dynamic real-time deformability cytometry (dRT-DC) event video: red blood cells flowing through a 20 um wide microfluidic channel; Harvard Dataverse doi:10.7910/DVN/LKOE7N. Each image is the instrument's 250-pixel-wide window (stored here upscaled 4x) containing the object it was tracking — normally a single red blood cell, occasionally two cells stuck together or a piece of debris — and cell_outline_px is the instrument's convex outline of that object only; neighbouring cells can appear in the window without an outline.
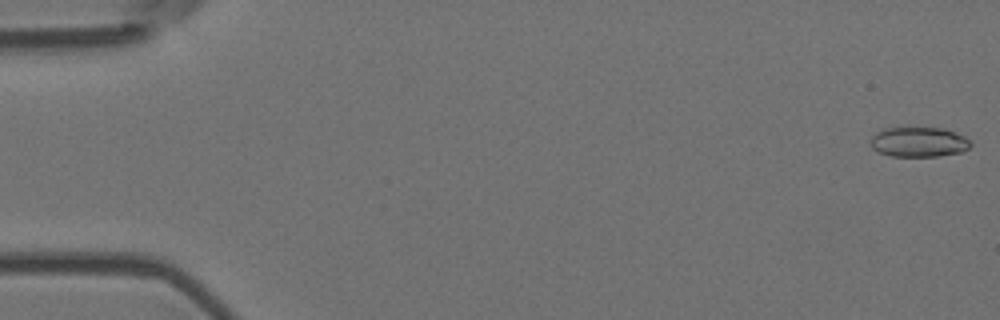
{"species": "Egyptian fruit bat (a non-hibernating species)", "species_latin": "Rousettus aegyptiacus", "temperature_condition": "room temperature", "stored_images_in_passage": 56, "camera_frame_rate_fps": 3000, "um_per_image_px": 0.085, "animal": {"sex": "female"}, "frame": {"image": 1, "passage_image": 1, "time_ms": 0.0, "image_size_px": [1000, 320], "cell_outline_px": [[972, 144], [968, 148], [960, 152], [936, 156], [892, 156], [880, 152], [872, 148], [872, 136], [876, 132], [884, 128], [944, 128], [956, 132], [972, 140]], "centroid_in_image_um": [78.13, 12.06], "position_along_channel_um": 6.9, "area_um2": 17.34}}
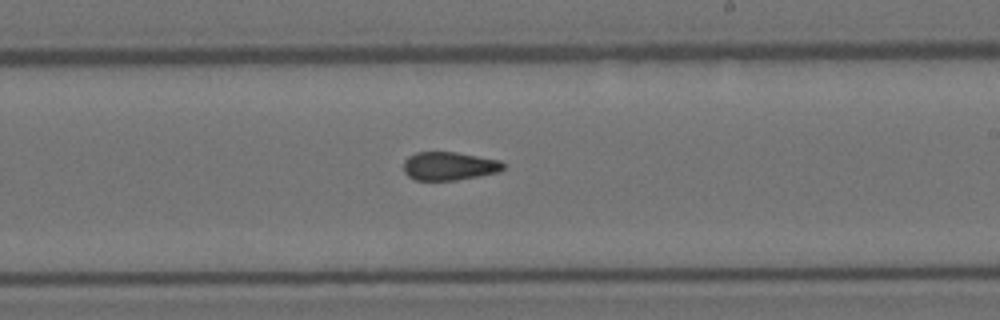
{"frame": {"image": 2, "passage_image": 33, "time_ms": 10.667, "image_size_px": [1000, 320], "cell_outline_px": [[504, 168], [496, 172], [456, 180], [416, 180], [408, 176], [404, 172], [404, 160], [408, 156], [416, 152], [456, 152], [500, 160], [504, 164]], "centroid_in_image_um": [38.14, 14.1], "position_along_channel_um": 250.9, "area_um2": 16.36}}
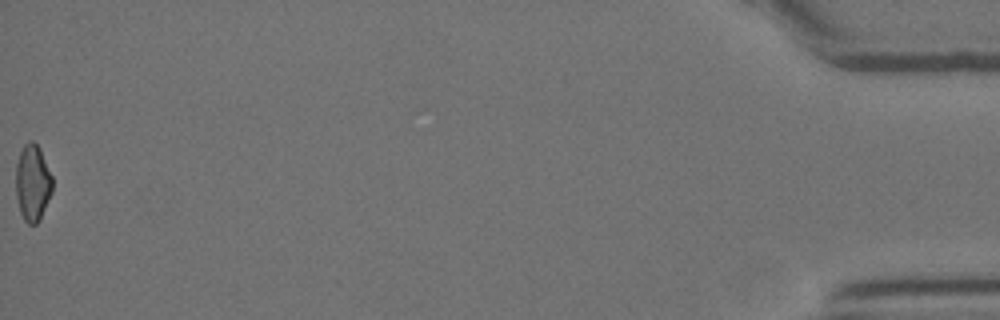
{"frame": {"image": 3, "passage_image": 56, "time_ms": 18.333, "image_size_px": [1000, 320], "cell_outline_px": [[52, 192], [40, 220], [36, 224], [28, 224], [24, 220], [20, 212], [16, 196], [16, 164], [20, 152], [24, 144], [28, 140], [32, 140], [40, 148], [52, 176]], "centroid_in_image_um": [2.77, 15.54], "position_along_channel_um": 432.4, "area_um2": 16.42}, "authors_computed_cell_mechanics": {"area_um2": 17.3111, "velocity_mm_per_s": 3.6741, "shape_relaxation_time_tau1_ms": 10.8415, "shape_relaxation_time_tau2_ms": 3.149, "deformation_change_tau1": 0.2005, "deformation_change_tau2": 0.0971}}